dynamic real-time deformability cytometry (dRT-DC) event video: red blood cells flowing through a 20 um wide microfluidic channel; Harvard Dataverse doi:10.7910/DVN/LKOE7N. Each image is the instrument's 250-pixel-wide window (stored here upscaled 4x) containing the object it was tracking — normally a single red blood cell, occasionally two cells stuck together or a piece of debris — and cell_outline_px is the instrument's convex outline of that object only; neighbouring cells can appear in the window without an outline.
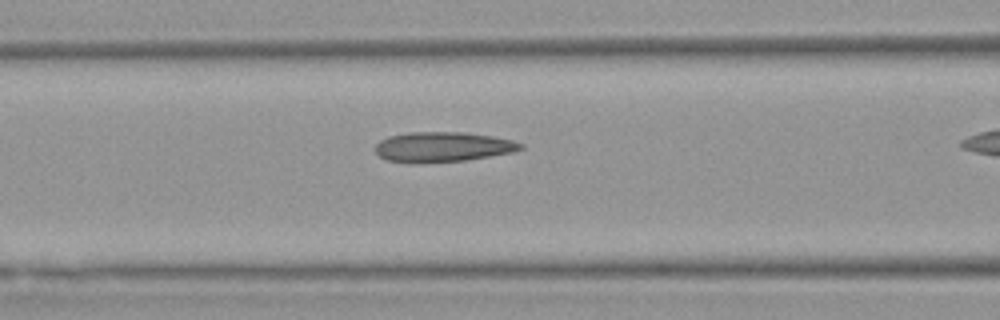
{"species": "Egyptian fruit bat (a non-hibernating species)", "species_latin": "Rousettus aegyptiacus", "temperature_condition": "warm", "stored_images_in_passage": 5, "camera_frame_rate_fps": 3000, "um_per_image_px": 0.085, "animal": {"sex": "female"}, "frame": {"image": 1, "passage_image": 4, "time_ms": 1.0, "image_size_px": [1000, 320], "cell_outline_px": [[524, 148], [512, 152], [464, 160], [412, 164], [388, 160], [380, 156], [376, 152], [376, 144], [380, 140], [388, 136], [412, 132], [464, 132], [492, 136], [512, 140], [524, 144]], "centroid_in_image_um": [37.61, 12.49], "position_along_channel_um": 129.0, "area_um2": 25.37}}